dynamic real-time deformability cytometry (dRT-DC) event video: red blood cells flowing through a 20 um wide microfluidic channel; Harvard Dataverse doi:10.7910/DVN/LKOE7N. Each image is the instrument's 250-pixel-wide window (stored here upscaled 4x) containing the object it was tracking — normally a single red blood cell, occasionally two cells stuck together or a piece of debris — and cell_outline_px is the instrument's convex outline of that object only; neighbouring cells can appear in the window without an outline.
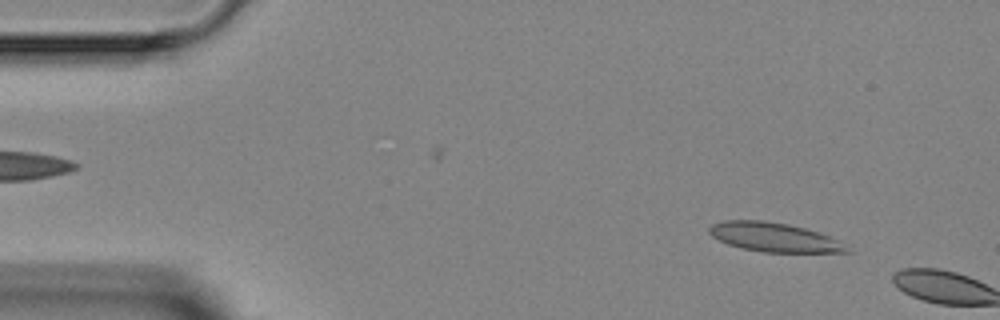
{"species": "Egyptian fruit bat (a non-hibernating species)", "species_latin": "Rousettus aegyptiacus", "temperature_condition": "room temperature", "stored_images_in_passage": 2, "camera_frame_rate_fps": 3000, "um_per_image_px": 0.085, "animal": {"sex": "female"}, "frame": {"image": 1, "passage_image": 1, "time_ms": 0.0, "image_size_px": [1000, 320], "cell_outline_px": [[852, 252], [760, 252], [740, 248], [728, 244], [712, 236], [708, 232], [708, 228], [712, 224], [724, 220], [764, 220], [788, 224], [804, 228], [828, 236], [836, 240]], "centroid_in_image_um": [65.71, 20.16], "position_along_channel_um": 19.3, "area_um2": 23.06}}